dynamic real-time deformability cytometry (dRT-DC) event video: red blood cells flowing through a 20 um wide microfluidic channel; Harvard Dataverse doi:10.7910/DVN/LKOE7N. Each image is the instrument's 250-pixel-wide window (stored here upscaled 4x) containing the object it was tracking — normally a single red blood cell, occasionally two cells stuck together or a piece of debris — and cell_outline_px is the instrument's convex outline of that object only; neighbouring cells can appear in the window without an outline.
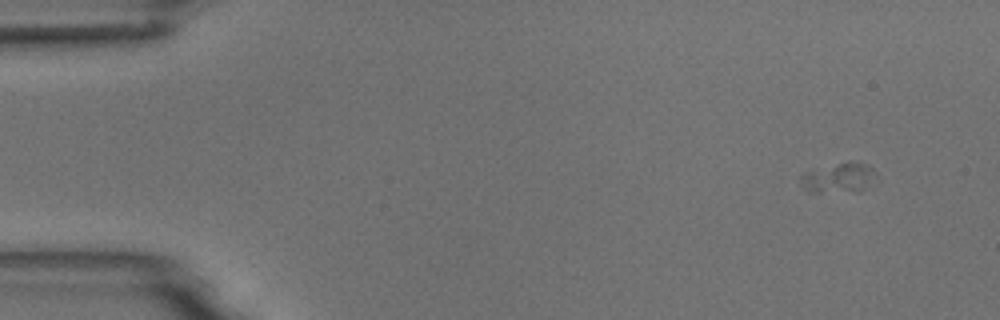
{"species": "common noctule bat (a hibernating species)", "species_latin": "Nyctalus noctula", "temperature_condition": "room temperature", "stored_images_in_passage": 4, "camera_frame_rate_fps": 3000, "um_per_image_px": 0.085, "animal": {"sex": "male", "body_mass_g": 18.8}, "frame": {"image": 1, "passage_image": 1, "time_ms": 0.0, "image_size_px": [1000, 320], "cell_outline_px": [[872, 172], [864, 188], [860, 192], [808, 192], [800, 184], [800, 176], [804, 172], [816, 168], [848, 160], [852, 160], [868, 164], [872, 168]], "centroid_in_image_um": [71.17, 15.1], "position_along_channel_um": 13.8, "area_um2": 13.06}}
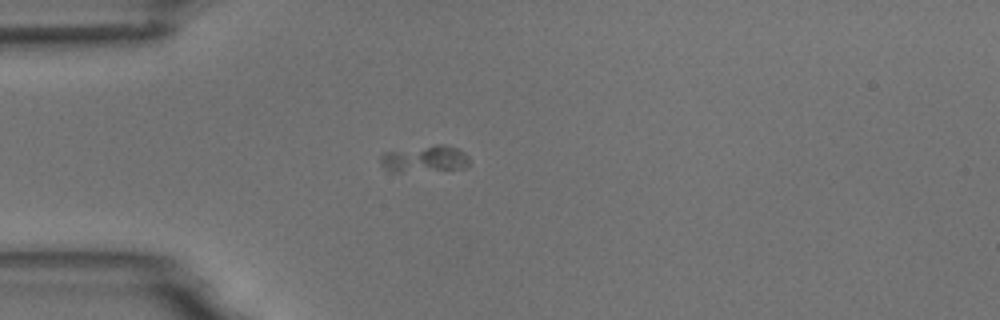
{"frame": {"image": 2, "passage_image": 4, "time_ms": 3.667, "image_size_px": [1000, 320], "cell_outline_px": [[468, 164], [464, 168], [400, 172], [388, 172], [380, 164], [380, 156], [384, 152], [436, 144], [444, 144], [456, 148], [464, 152], [468, 156]], "centroid_in_image_um": [36.05, 13.5], "position_along_channel_um": 49.0, "area_um2": 13.87}}